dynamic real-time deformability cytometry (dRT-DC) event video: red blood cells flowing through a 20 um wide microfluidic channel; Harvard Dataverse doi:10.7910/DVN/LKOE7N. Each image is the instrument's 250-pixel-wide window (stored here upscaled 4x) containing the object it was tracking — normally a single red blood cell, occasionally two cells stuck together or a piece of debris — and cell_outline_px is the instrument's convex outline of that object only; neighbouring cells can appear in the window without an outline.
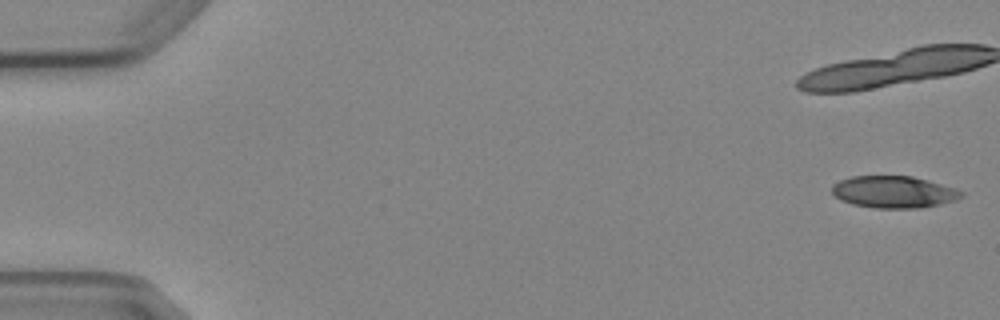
{"species": "Egyptian fruit bat (a non-hibernating species)", "species_latin": "Rousettus aegyptiacus", "temperature_condition": "cold", "stored_images_in_passage": 6, "camera_frame_rate_fps": 3000, "um_per_image_px": 0.085, "animal": {"sex": "female"}, "frame": {"image": 1, "passage_image": 1, "time_ms": 0.0, "image_size_px": [1000, 320], "cell_outline_px": [[964, 196], [956, 200], [940, 204], [920, 208], [876, 208], [852, 204], [840, 200], [832, 192], [832, 184], [840, 180], [852, 176], [912, 176], [928, 180], [956, 188], [964, 192]], "centroid_in_image_um": [75.99, 16.31], "position_along_channel_um": 9.0, "area_um2": 24.22}}
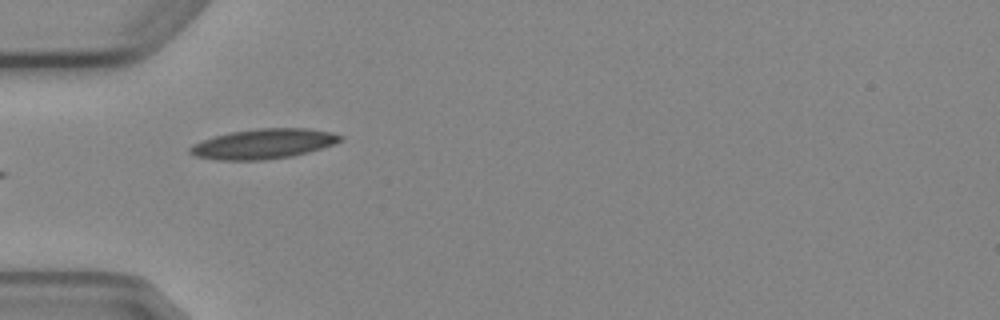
{"frame": {"image": 2, "passage_image": 5, "time_ms": 6.0, "image_size_px": [1000, 320], "cell_outline_px": [[344, 140], [320, 148], [292, 156], [264, 160], [216, 160], [196, 156], [188, 152], [188, 148], [192, 144], [212, 136], [232, 132], [256, 128], [308, 128], [332, 132], [344, 136]], "centroid_in_image_um": [22.37, 12.22], "position_along_channel_um": 62.6, "area_um2": 26.3}}